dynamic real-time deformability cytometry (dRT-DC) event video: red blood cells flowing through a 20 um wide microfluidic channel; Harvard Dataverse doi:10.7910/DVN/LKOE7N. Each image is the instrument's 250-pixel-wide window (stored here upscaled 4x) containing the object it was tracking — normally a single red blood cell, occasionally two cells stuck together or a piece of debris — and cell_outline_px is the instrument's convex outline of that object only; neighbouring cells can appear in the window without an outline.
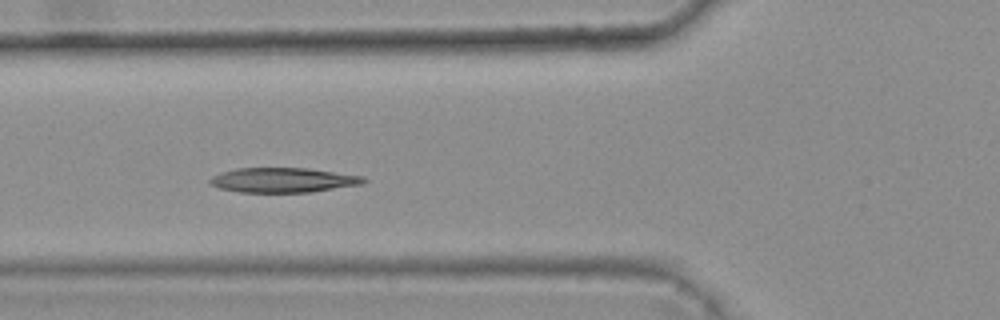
{"species": "common noctule bat (a hibernating species)", "species_latin": "Nyctalus noctula", "temperature_condition": "warm", "stored_images_in_passage": 8, "camera_frame_rate_fps": 3000, "um_per_image_px": 0.085, "animal": {"sex": "female", "body_mass_g": 25.1}, "frame": {"image": 1, "passage_image": 4, "time_ms": 1.0, "image_size_px": [1000, 320], "cell_outline_px": [[368, 180], [360, 184], [312, 192], [240, 192], [220, 188], [208, 184], [208, 180], [212, 176], [236, 168], [308, 168], [364, 176]], "centroid_in_image_um": [24.05, 15.3], "position_along_channel_um": 101.7, "area_um2": 22.08}}
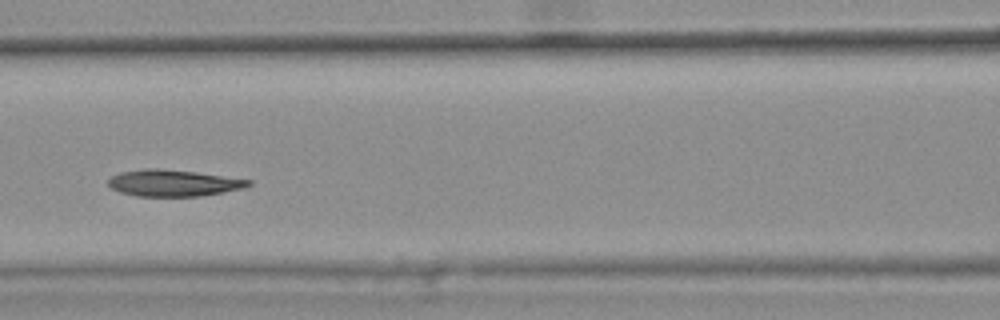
{"frame": {"image": 2, "passage_image": 5, "time_ms": 1.333, "image_size_px": [1000, 320], "cell_outline_px": [[252, 184], [244, 188], [200, 196], [136, 196], [120, 192], [112, 188], [108, 184], [108, 180], [112, 176], [120, 172], [148, 168], [156, 168], [196, 172], [252, 180]], "centroid_in_image_um": [14.74, 15.55], "position_along_channel_um": 151.9, "area_um2": 21.56}}
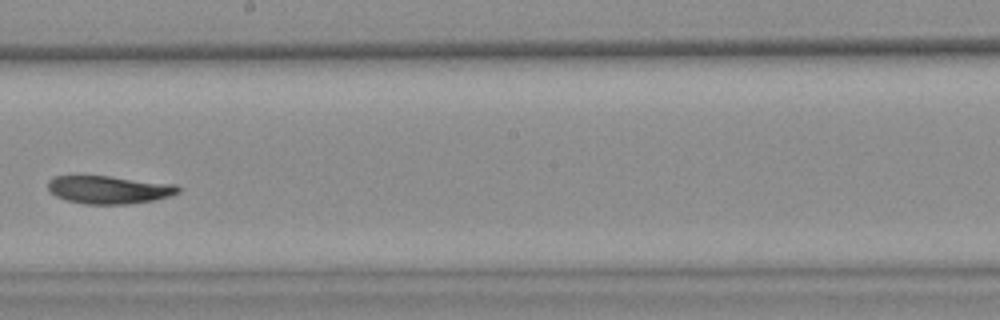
{"frame": {"image": 3, "passage_image": 7, "time_ms": 2.0, "image_size_px": [1000, 320], "cell_outline_px": [[180, 192], [168, 196], [152, 200], [128, 204], [84, 204], [68, 200], [56, 196], [48, 188], [48, 180], [52, 176], [112, 176], [176, 184], [180, 188]], "centroid_in_image_um": [9.27, 16.11], "position_along_channel_um": 238.9, "area_um2": 21.15}}